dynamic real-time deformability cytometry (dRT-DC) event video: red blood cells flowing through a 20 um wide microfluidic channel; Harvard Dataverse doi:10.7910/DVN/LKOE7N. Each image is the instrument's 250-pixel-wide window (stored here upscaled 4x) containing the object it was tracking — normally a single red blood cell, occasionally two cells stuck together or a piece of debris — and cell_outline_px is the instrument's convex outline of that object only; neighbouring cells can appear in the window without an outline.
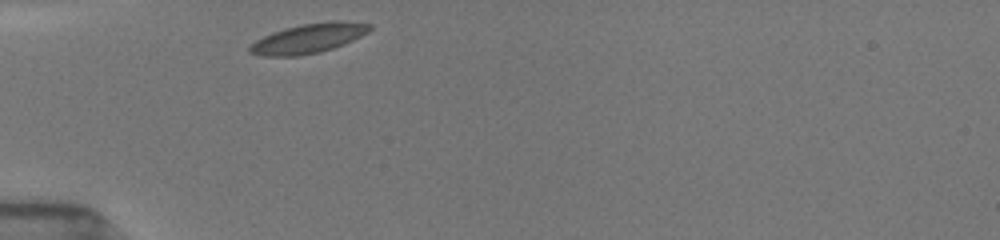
{"species": "common noctule bat (a hibernating species)", "species_latin": "Nyctalus noctula", "temperature_condition": "room temperature", "stored_images_in_passage": 29, "camera_frame_rate_fps": 3000, "um_per_image_px": 0.085, "animal": {"sex": "female", "body_mass_g": 19.5, "forearm_length_mm": 54.1}, "frame": {"image": 1, "passage_image": 1, "time_ms": 0.0, "image_size_px": [1000, 240], "cell_outline_px": [[372, 28], [368, 32], [344, 44], [320, 52], [300, 56], [264, 56], [248, 52], [248, 48], [256, 40], [272, 32], [284, 28], [304, 24], [328, 20], [336, 20], [372, 24]], "centroid_in_image_um": [26.22, 3.26], "position_along_channel_um": 58.8, "area_um2": 20.63}}
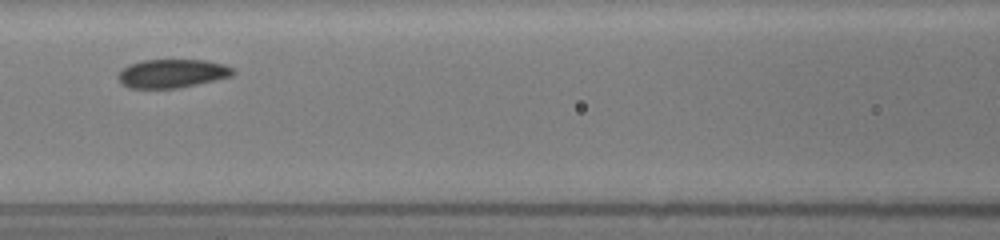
{"frame": {"image": 2, "passage_image": 9, "time_ms": 2.667, "image_size_px": [1000, 240], "cell_outline_px": [[236, 72], [232, 76], [216, 80], [176, 88], [128, 88], [120, 84], [116, 76], [128, 64], [140, 60], [204, 60], [224, 64], [232, 68]], "centroid_in_image_um": [14.6, 6.24], "position_along_channel_um": 152.0, "area_um2": 19.25}}
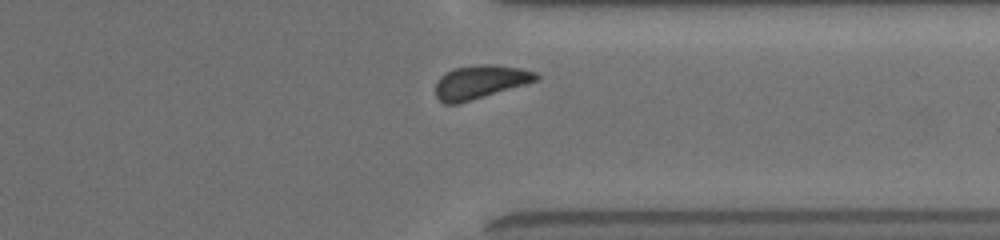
{"frame": {"image": 3, "passage_image": 26, "time_ms": 8.333, "image_size_px": [1000, 240], "cell_outline_px": [[540, 76], [536, 80], [524, 84], [456, 104], [444, 104], [436, 96], [436, 84], [440, 76], [444, 72], [452, 68], [484, 64], [496, 64], [520, 68], [536, 72]], "centroid_in_image_um": [40.77, 6.94], "position_along_channel_um": 370.6, "area_um2": 19.36}, "authors_computed_cell_mechanics": {"area_um2": 19.7098, "velocity_mm_per_s": 3.8572, "shape_relaxation_time_tau1_ms": 3.0705, "shape_relaxation_time_tau2_ms": 3.6831, "deformation_change_tau1": 0.079, "deformation_change_tau2": 0.0686}}